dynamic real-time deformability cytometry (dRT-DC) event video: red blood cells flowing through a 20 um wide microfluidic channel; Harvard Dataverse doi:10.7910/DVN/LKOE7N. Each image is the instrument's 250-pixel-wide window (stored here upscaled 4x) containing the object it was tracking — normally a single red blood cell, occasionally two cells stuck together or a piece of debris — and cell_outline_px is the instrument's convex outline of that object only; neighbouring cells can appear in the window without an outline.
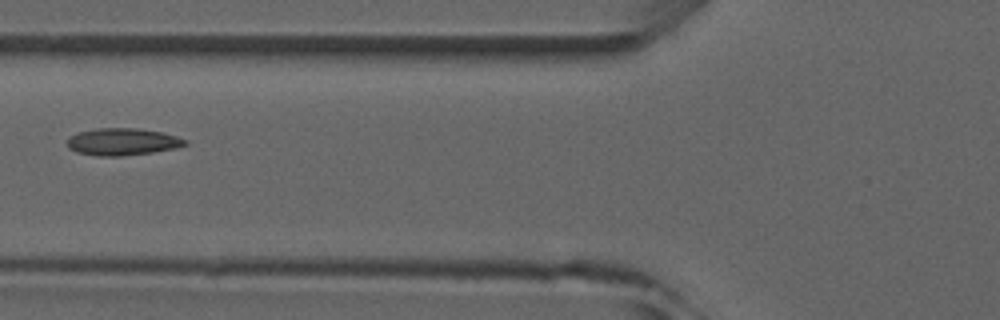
{"species": "common noctule bat (a hibernating species)", "species_latin": "Nyctalus noctula", "temperature_condition": "room temperature", "stored_images_in_passage": 3, "camera_frame_rate_fps": 3000, "um_per_image_px": 0.085, "animal": {"sex": "male", "forearm_length_mm": 52.5}, "frame": {"image": 1, "passage_image": 3, "time_ms": 2.0, "image_size_px": [1000, 320], "cell_outline_px": [[188, 144], [176, 148], [152, 152], [120, 156], [96, 156], [76, 152], [68, 148], [68, 140], [72, 136], [80, 132], [96, 128], [136, 128], [160, 132], [176, 136], [188, 140]], "centroid_in_image_um": [10.43, 12.05], "position_along_channel_um": 115.4, "area_um2": 18.5}}